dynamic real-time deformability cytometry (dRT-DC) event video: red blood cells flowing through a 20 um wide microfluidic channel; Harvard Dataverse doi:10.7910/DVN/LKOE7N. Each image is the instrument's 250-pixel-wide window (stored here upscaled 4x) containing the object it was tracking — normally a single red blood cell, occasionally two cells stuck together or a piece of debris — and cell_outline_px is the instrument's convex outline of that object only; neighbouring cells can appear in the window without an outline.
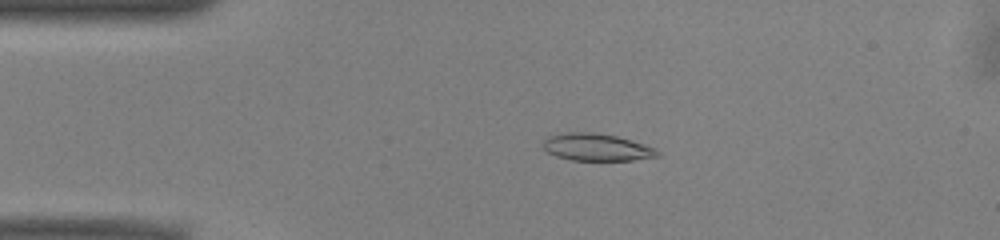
{"species": "common noctule bat (a hibernating species)", "species_latin": "Nyctalus noctula", "temperature_condition": "warm", "stored_images_in_passage": 51, "camera_frame_rate_fps": 3000, "um_per_image_px": 0.085, "animal": {"sex": "male", "body_mass_g": 13.0, "forearm_length_mm": 53.1}, "frame": {"image": 1, "passage_image": 10, "time_ms": 3.0, "image_size_px": [1000, 240], "cell_outline_px": [[660, 156], [632, 160], [572, 160], [556, 156], [548, 152], [544, 148], [544, 140], [548, 136], [560, 132], [592, 132], [616, 136], [632, 140], [656, 148], [660, 152]], "centroid_in_image_um": [50.72, 12.51], "position_along_channel_um": 34.3, "area_um2": 18.21}}
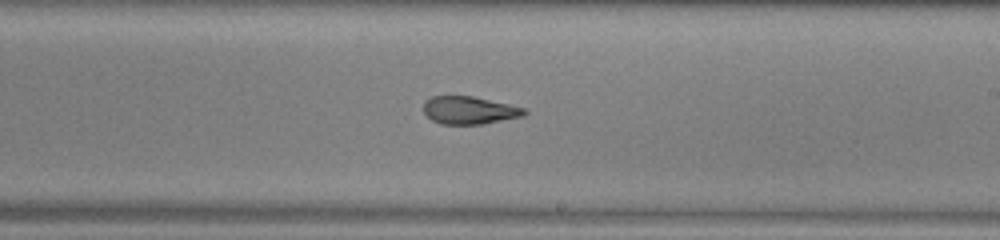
{"frame": {"image": 2, "passage_image": 29, "time_ms": 9.333, "image_size_px": [1000, 240], "cell_outline_px": [[528, 112], [524, 116], [480, 124], [440, 124], [432, 120], [424, 112], [424, 100], [432, 96], [472, 96], [508, 104], [524, 108]], "centroid_in_image_um": [39.87, 9.37], "position_along_channel_um": 249.1, "area_um2": 16.18}}
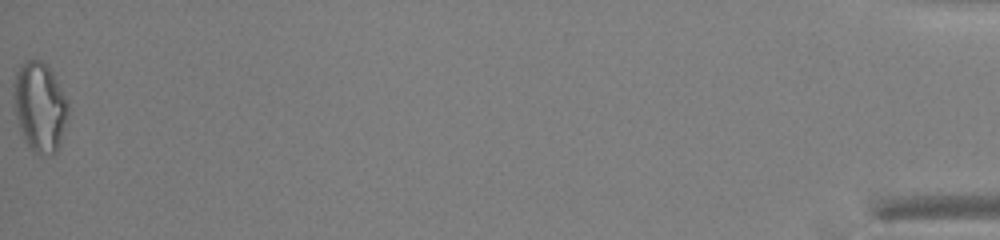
{"frame": {"image": 3, "passage_image": 51, "time_ms": 16.667, "image_size_px": [1000, 240], "cell_outline_px": [[68, 116], [60, 144], [56, 152], [40, 156], [24, 140], [16, 116], [16, 72], [20, 64], [28, 60], [40, 60], [52, 72], [68, 104]], "centroid_in_image_um": [3.41, 9.11], "position_along_channel_um": 431.8, "area_um2": 27.46}, "authors_computed_cell_mechanics": {"area_um2": 18.4382, "velocity_mm_per_s": 3.9714, "shape_relaxation_time_tau1_ms": null, "shape_relaxation_time_tau2_ms": 2.8417, "deformation_change_tau1": null, "deformation_change_tau2": 0.0818}}